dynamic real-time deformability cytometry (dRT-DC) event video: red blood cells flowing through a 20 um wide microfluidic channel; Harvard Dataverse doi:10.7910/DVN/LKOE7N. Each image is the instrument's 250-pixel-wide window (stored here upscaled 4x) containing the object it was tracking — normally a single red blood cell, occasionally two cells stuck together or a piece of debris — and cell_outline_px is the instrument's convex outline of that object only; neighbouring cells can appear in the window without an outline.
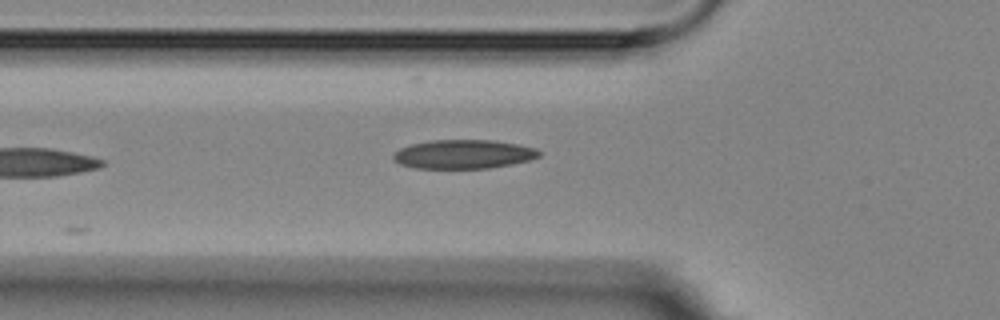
{"species": "Egyptian fruit bat (a non-hibernating species)", "species_latin": "Rousettus aegyptiacus", "temperature_condition": "room temperature", "stored_images_in_passage": 3, "camera_frame_rate_fps": 3000, "um_per_image_px": 0.085, "animal": {"sex": "female"}, "frame": {"image": 1, "passage_image": 3, "time_ms": 2.333, "image_size_px": [1000, 320], "cell_outline_px": [[540, 156], [528, 160], [512, 164], [488, 168], [416, 168], [400, 164], [392, 156], [392, 152], [400, 148], [412, 144], [428, 140], [492, 140], [516, 144], [536, 148], [540, 152]], "centroid_in_image_um": [39.37, 13.1], "position_along_channel_um": 86.4, "area_um2": 24.51}}